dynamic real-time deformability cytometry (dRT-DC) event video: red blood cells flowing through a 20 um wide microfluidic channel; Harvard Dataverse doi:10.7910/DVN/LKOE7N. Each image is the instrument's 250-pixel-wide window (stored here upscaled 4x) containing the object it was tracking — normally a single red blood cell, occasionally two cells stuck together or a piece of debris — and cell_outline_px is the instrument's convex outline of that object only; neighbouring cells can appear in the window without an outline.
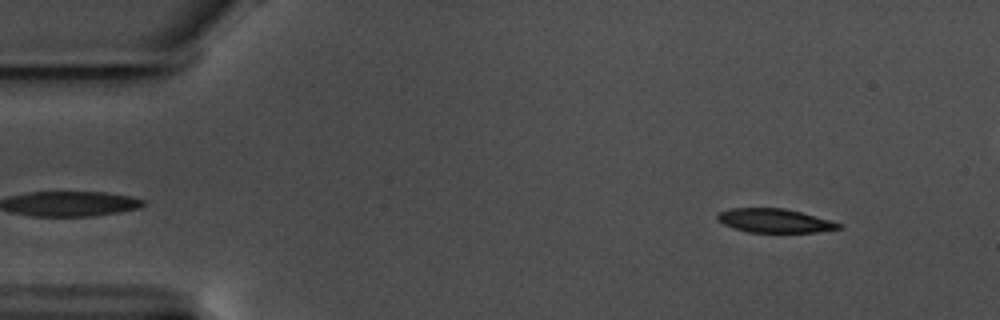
{"species": "common noctule bat (a hibernating species)", "species_latin": "Nyctalus noctula", "temperature_condition": "warm", "stored_images_in_passage": 56, "camera_frame_rate_fps": 3000, "um_per_image_px": 0.085, "animal": {"sex": "male", "body_mass_g": 17.5, "forearm_length_mm": 52.3}, "frame": {"image": 1, "passage_image": 6, "time_ms": 1.667, "image_size_px": [1000, 320], "cell_outline_px": [[844, 228], [816, 232], [748, 232], [724, 224], [716, 216], [720, 212], [732, 208], [784, 208], [800, 212], [844, 224]], "centroid_in_image_um": [65.91, 18.76], "position_along_channel_um": 19.1, "area_um2": 16.65}}
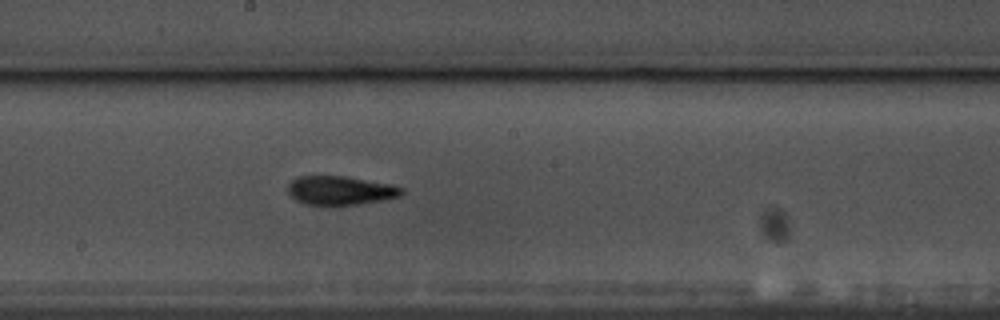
{"frame": {"image": 2, "passage_image": 31, "time_ms": 10.0, "image_size_px": [1000, 320], "cell_outline_px": [[404, 192], [400, 196], [384, 200], [360, 204], [332, 208], [328, 208], [308, 204], [296, 200], [288, 192], [288, 184], [296, 176], [344, 176], [388, 184], [404, 188]], "centroid_in_image_um": [28.9, 16.23], "position_along_channel_um": 219.3, "area_um2": 19.65}}
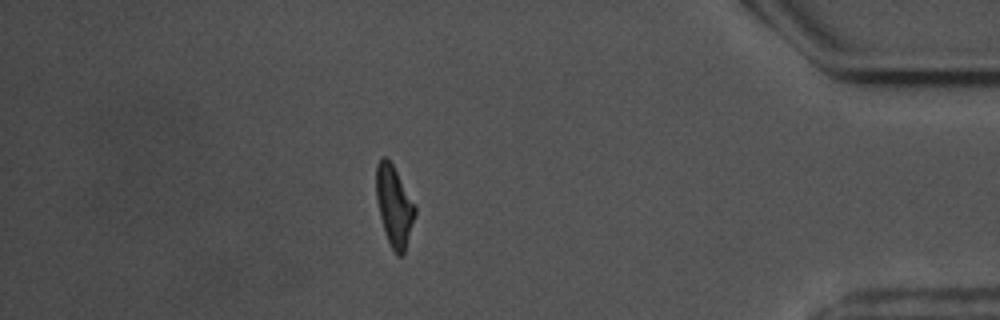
{"frame": {"image": 3, "passage_image": 50, "time_ms": 16.333, "image_size_px": [1000, 320], "cell_outline_px": [[416, 212], [404, 252], [400, 256], [396, 256], [384, 232], [376, 200], [376, 164], [384, 156], [392, 164], [416, 204]], "centroid_in_image_um": [33.5, 17.5], "position_along_channel_um": 401.7, "area_um2": 18.09}, "authors_computed_cell_mechanics": {"area_um2": 18.5538, "velocity_mm_per_s": 3.541, "shape_relaxation_time_tau1_ms": 2.6659, "shape_relaxation_time_tau2_ms": 3.6878, "deformation_change_tau1": 0.1722, "deformation_change_tau2": 0.127}}